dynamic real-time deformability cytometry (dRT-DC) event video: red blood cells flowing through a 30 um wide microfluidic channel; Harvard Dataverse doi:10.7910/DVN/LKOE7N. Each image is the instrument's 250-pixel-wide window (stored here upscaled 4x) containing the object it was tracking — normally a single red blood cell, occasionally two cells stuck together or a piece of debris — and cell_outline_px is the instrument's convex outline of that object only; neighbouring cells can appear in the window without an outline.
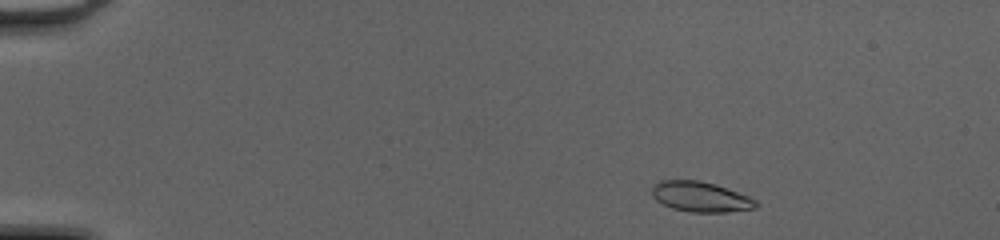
{"species": "common noctule bat (a hibernating species)", "species_latin": "Nyctalus noctula", "temperature_condition": "cold", "stored_images_in_passage": 45, "camera_frame_rate_fps": 3000, "um_per_image_px": 0.085, "animal": {"sex": "female", "body_mass_g": 20.0, "forearm_length_mm": 54.0}, "frame": {"image": 1, "passage_image": 3, "time_ms": 0.667, "image_size_px": [1000, 240], "cell_outline_px": [[760, 204], [756, 208], [724, 212], [692, 212], [672, 208], [656, 200], [652, 196], [652, 188], [660, 180], [700, 180], [716, 184], [748, 196], [756, 200]], "centroid_in_image_um": [59.56, 16.72], "position_along_channel_um": 25.4, "area_um2": 18.26}}
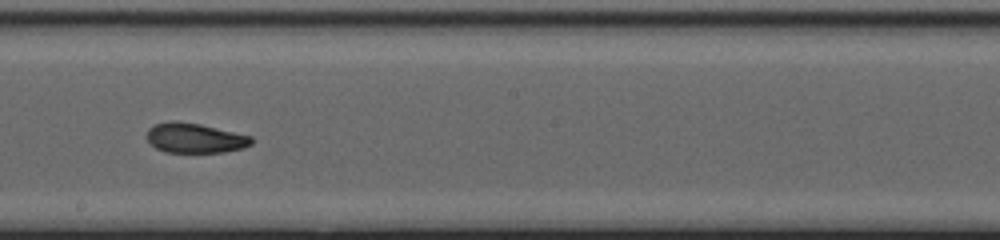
{"frame": {"image": 2, "passage_image": 25, "time_ms": 8.0, "image_size_px": [1000, 240], "cell_outline_px": [[252, 144], [244, 148], [220, 152], [164, 152], [156, 148], [148, 140], [148, 128], [156, 124], [168, 120], [176, 120], [200, 124], [252, 136]], "centroid_in_image_um": [16.57, 11.72], "position_along_channel_um": 231.6, "area_um2": 18.15}}
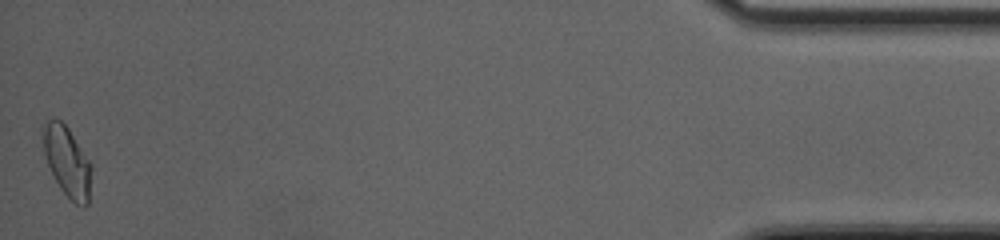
{"frame": {"image": 3, "passage_image": 45, "time_ms": 14.667, "image_size_px": [1000, 240], "cell_outline_px": [[92, 168], [88, 204], [84, 208], [76, 204], [60, 188], [48, 164], [44, 152], [40, 128], [40, 124], [56, 116], [68, 128], [88, 160]], "centroid_in_image_um": [5.67, 13.68], "position_along_channel_um": 429.5, "area_um2": 19.77}, "authors_computed_cell_mechanics": {"area_um2": 18.4382, "velocity_mm_per_s": 4.2083, "shape_relaxation_time_tau1_ms": 5.7877, "shape_relaxation_time_tau2_ms": 1.2165, "deformation_change_tau1": 0.2001, "deformation_change_tau2": 0.0648}}